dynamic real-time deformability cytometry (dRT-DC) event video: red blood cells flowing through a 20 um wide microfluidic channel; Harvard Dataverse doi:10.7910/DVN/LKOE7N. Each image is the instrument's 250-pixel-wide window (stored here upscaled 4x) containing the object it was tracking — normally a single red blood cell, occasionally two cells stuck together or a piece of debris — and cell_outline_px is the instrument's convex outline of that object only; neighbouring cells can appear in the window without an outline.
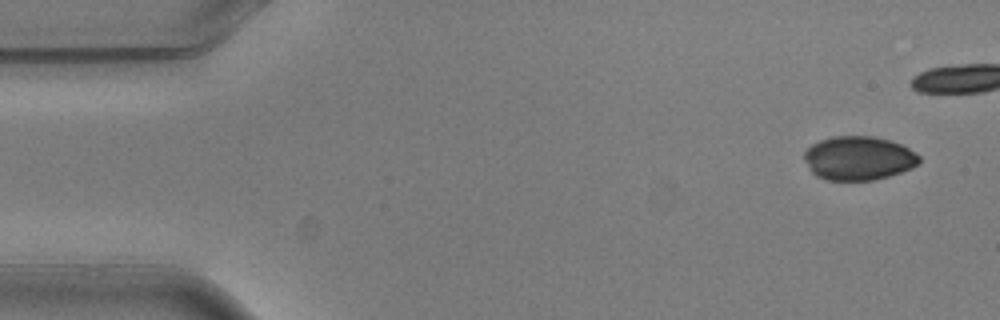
{"species": "common noctule bat (a hibernating species)", "species_latin": "Nyctalus noctula", "temperature_condition": "warm", "stored_images_in_passage": 6, "camera_frame_rate_fps": 3000, "um_per_image_px": 0.085, "animal": {"sex": "male", "body_mass_g": 20.5, "forearm_length_mm": 52.5}, "frame": {"image": 1, "passage_image": 1, "time_ms": 0.0, "image_size_px": [1000, 320], "cell_outline_px": [[920, 164], [912, 168], [888, 176], [872, 180], [828, 180], [816, 176], [812, 172], [804, 160], [804, 152], [812, 144], [820, 140], [832, 136], [872, 136], [888, 140], [900, 144], [916, 152], [920, 156]], "centroid_in_image_um": [72.98, 13.44], "position_along_channel_um": 12.0, "area_um2": 29.42}}